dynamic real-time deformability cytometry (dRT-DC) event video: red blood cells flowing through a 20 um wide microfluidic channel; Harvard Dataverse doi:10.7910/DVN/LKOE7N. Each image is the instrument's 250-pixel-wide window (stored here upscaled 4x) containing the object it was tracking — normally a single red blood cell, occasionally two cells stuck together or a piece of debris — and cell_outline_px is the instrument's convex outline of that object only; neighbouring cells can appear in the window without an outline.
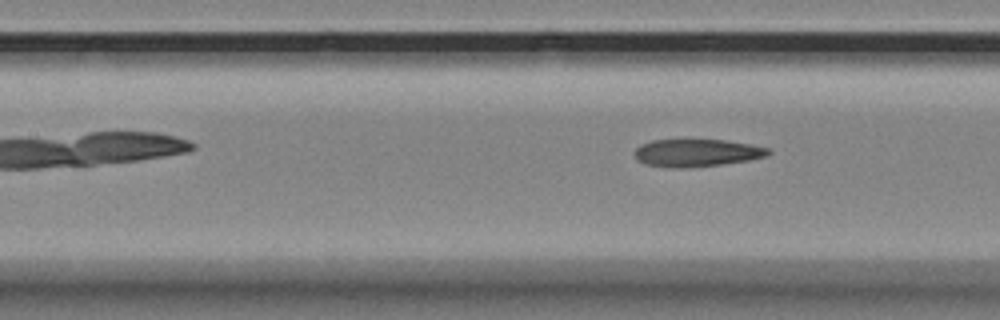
{"species": "Egyptian fruit bat (a non-hibernating species)", "species_latin": "Rousettus aegyptiacus", "temperature_condition": "room temperature", "stored_images_in_passage": 5, "camera_frame_rate_fps": 3000, "um_per_image_px": 0.085, "animal": {"sex": "female"}, "frame": {"image": 1, "passage_image": 5, "time_ms": 1.333, "image_size_px": [1000, 320], "cell_outline_px": [[772, 152], [764, 156], [748, 160], [720, 164], [688, 168], [672, 168], [644, 164], [636, 160], [632, 152], [640, 144], [652, 140], [724, 140], [752, 144], [768, 148]], "centroid_in_image_um": [59.15, 12.99], "position_along_channel_um": 148.2, "area_um2": 21.56}}